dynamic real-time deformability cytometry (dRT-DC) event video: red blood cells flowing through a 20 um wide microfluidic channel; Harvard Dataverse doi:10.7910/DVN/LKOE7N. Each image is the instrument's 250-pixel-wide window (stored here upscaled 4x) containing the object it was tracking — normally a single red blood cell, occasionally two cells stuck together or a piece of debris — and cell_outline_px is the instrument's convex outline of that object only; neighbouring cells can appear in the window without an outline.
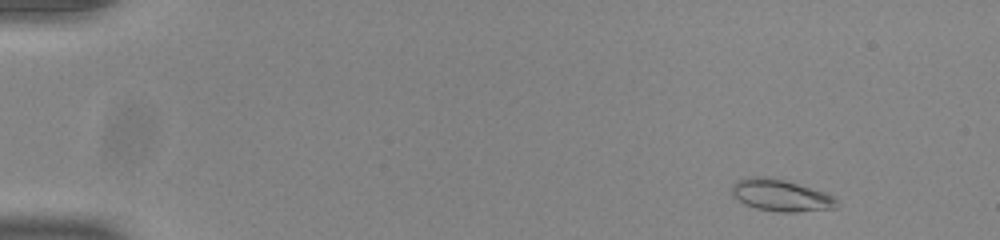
{"species": "common noctule bat (a hibernating species)", "species_latin": "Nyctalus noctula", "temperature_condition": "room temperature", "stored_images_in_passage": 53, "camera_frame_rate_fps": 3000, "um_per_image_px": 0.085, "animal": {"sex": "male", "body_mass_g": 20.0, "forearm_length_mm": 53.3}, "frame": {"image": 1, "passage_image": 5, "time_ms": 1.333, "image_size_px": [1000, 240], "cell_outline_px": [[840, 204], [836, 208], [796, 212], [776, 212], [756, 208], [744, 204], [732, 192], [732, 184], [736, 180], [748, 176], [768, 176], [784, 180], [824, 192], [836, 196]], "centroid_in_image_um": [66.4, 16.6], "position_along_channel_um": 18.6, "area_um2": 19.59}}
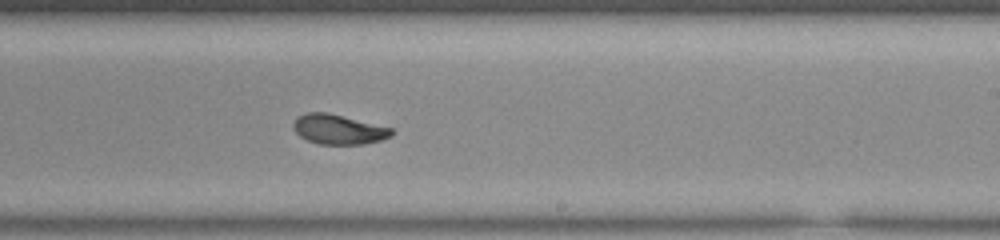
{"frame": {"image": 2, "passage_image": 33, "time_ms": 10.667, "image_size_px": [1000, 240], "cell_outline_px": [[392, 136], [380, 140], [364, 144], [320, 144], [308, 140], [300, 136], [292, 128], [292, 124], [296, 116], [308, 112], [328, 112], [392, 128]], "centroid_in_image_um": [28.73, 10.98], "position_along_channel_um": 260.3, "area_um2": 17.05}}
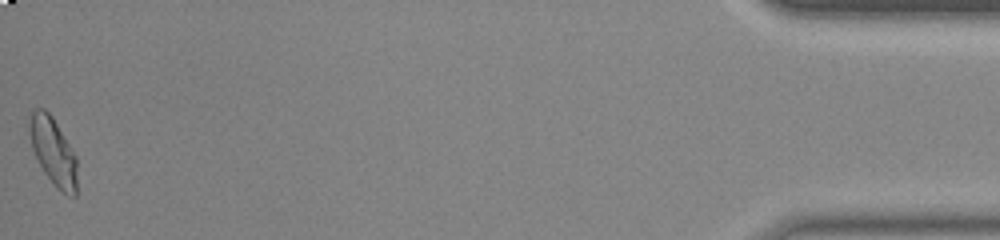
{"frame": {"image": 3, "passage_image": 53, "time_ms": 17.333, "image_size_px": [1000, 240], "cell_outline_px": [[76, 196], [68, 196], [60, 192], [56, 188], [44, 172], [32, 148], [28, 132], [28, 124], [32, 108], [44, 108], [52, 116], [76, 156]], "centroid_in_image_um": [4.5, 12.86], "position_along_channel_um": 430.7, "area_um2": 18.79}, "authors_computed_cell_mechanics": {"area_um2": 17.8602, "velocity_mm_per_s": 3.8826, "shape_relaxation_time_tau1_ms": 4.0393, "shape_relaxation_time_tau2_ms": 1.6933, "deformation_change_tau1": 0.1601, "deformation_change_tau2": 0.0662}}